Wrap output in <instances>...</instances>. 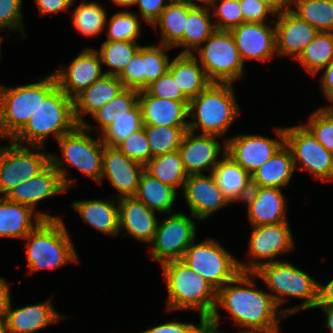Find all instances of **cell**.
<instances>
[{"instance_id":"obj_1","label":"cell","mask_w":333,"mask_h":333,"mask_svg":"<svg viewBox=\"0 0 333 333\" xmlns=\"http://www.w3.org/2000/svg\"><path fill=\"white\" fill-rule=\"evenodd\" d=\"M253 272H240L233 280L217 291L213 313L207 321L219 327L223 307L231 315L234 323L246 330L240 333L272 332L279 329V322L287 317L280 310L269 292L256 289Z\"/></svg>"},{"instance_id":"obj_2","label":"cell","mask_w":333,"mask_h":333,"mask_svg":"<svg viewBox=\"0 0 333 333\" xmlns=\"http://www.w3.org/2000/svg\"><path fill=\"white\" fill-rule=\"evenodd\" d=\"M78 126L74 117L73 98L69 97L58 85L41 100L34 114L25 126L11 139L15 144L34 150H45L49 135L59 140Z\"/></svg>"},{"instance_id":"obj_3","label":"cell","mask_w":333,"mask_h":333,"mask_svg":"<svg viewBox=\"0 0 333 333\" xmlns=\"http://www.w3.org/2000/svg\"><path fill=\"white\" fill-rule=\"evenodd\" d=\"M161 270L169 295L166 309H195L200 320H207L214 311L217 290L182 259L161 264Z\"/></svg>"},{"instance_id":"obj_4","label":"cell","mask_w":333,"mask_h":333,"mask_svg":"<svg viewBox=\"0 0 333 333\" xmlns=\"http://www.w3.org/2000/svg\"><path fill=\"white\" fill-rule=\"evenodd\" d=\"M240 111L231 83H210L189 101L188 131L200 128L202 134L222 137Z\"/></svg>"},{"instance_id":"obj_5","label":"cell","mask_w":333,"mask_h":333,"mask_svg":"<svg viewBox=\"0 0 333 333\" xmlns=\"http://www.w3.org/2000/svg\"><path fill=\"white\" fill-rule=\"evenodd\" d=\"M24 239L28 241L25 258L31 273L79 262L61 218L42 220Z\"/></svg>"},{"instance_id":"obj_6","label":"cell","mask_w":333,"mask_h":333,"mask_svg":"<svg viewBox=\"0 0 333 333\" xmlns=\"http://www.w3.org/2000/svg\"><path fill=\"white\" fill-rule=\"evenodd\" d=\"M86 130L94 132V127L85 122L57 140L62 158L53 154L50 155V162L61 175L66 189L70 188L76 179L70 178L67 169L62 167L65 162L71 164L98 184L101 182L105 145L101 138L93 139L85 132Z\"/></svg>"},{"instance_id":"obj_7","label":"cell","mask_w":333,"mask_h":333,"mask_svg":"<svg viewBox=\"0 0 333 333\" xmlns=\"http://www.w3.org/2000/svg\"><path fill=\"white\" fill-rule=\"evenodd\" d=\"M6 87L0 84V135L10 140L25 126L36 111L39 103L57 86L51 73L43 80Z\"/></svg>"},{"instance_id":"obj_8","label":"cell","mask_w":333,"mask_h":333,"mask_svg":"<svg viewBox=\"0 0 333 333\" xmlns=\"http://www.w3.org/2000/svg\"><path fill=\"white\" fill-rule=\"evenodd\" d=\"M254 273L269 288L278 307L285 302L286 296L304 299L299 305L284 309L283 312L287 316L298 310L315 308L318 282L292 263L285 261L267 263Z\"/></svg>"},{"instance_id":"obj_9","label":"cell","mask_w":333,"mask_h":333,"mask_svg":"<svg viewBox=\"0 0 333 333\" xmlns=\"http://www.w3.org/2000/svg\"><path fill=\"white\" fill-rule=\"evenodd\" d=\"M193 54L211 83H233L243 77V61L230 31L216 30Z\"/></svg>"},{"instance_id":"obj_10","label":"cell","mask_w":333,"mask_h":333,"mask_svg":"<svg viewBox=\"0 0 333 333\" xmlns=\"http://www.w3.org/2000/svg\"><path fill=\"white\" fill-rule=\"evenodd\" d=\"M194 242L181 259L217 291L241 272L239 261L219 241L208 238L200 243Z\"/></svg>"},{"instance_id":"obj_11","label":"cell","mask_w":333,"mask_h":333,"mask_svg":"<svg viewBox=\"0 0 333 333\" xmlns=\"http://www.w3.org/2000/svg\"><path fill=\"white\" fill-rule=\"evenodd\" d=\"M284 130L285 144L292 152L295 169L299 164V170H308L315 178L333 179V154L318 142L305 124L284 127Z\"/></svg>"},{"instance_id":"obj_12","label":"cell","mask_w":333,"mask_h":333,"mask_svg":"<svg viewBox=\"0 0 333 333\" xmlns=\"http://www.w3.org/2000/svg\"><path fill=\"white\" fill-rule=\"evenodd\" d=\"M169 215L158 222L151 243L150 255L154 261L161 264L181 259L196 238V225L190 217L181 213Z\"/></svg>"},{"instance_id":"obj_13","label":"cell","mask_w":333,"mask_h":333,"mask_svg":"<svg viewBox=\"0 0 333 333\" xmlns=\"http://www.w3.org/2000/svg\"><path fill=\"white\" fill-rule=\"evenodd\" d=\"M0 146V194L36 176L50 163V153L32 152L27 146L10 141Z\"/></svg>"},{"instance_id":"obj_14","label":"cell","mask_w":333,"mask_h":333,"mask_svg":"<svg viewBox=\"0 0 333 333\" xmlns=\"http://www.w3.org/2000/svg\"><path fill=\"white\" fill-rule=\"evenodd\" d=\"M252 228L248 253L253 260L247 265L238 262L241 272L254 273L264 264L279 261L273 260L277 255L294 249V239L288 222L258 225Z\"/></svg>"},{"instance_id":"obj_15","label":"cell","mask_w":333,"mask_h":333,"mask_svg":"<svg viewBox=\"0 0 333 333\" xmlns=\"http://www.w3.org/2000/svg\"><path fill=\"white\" fill-rule=\"evenodd\" d=\"M275 131L279 140L255 134H239L225 139L226 154L251 175L285 143L284 128Z\"/></svg>"},{"instance_id":"obj_16","label":"cell","mask_w":333,"mask_h":333,"mask_svg":"<svg viewBox=\"0 0 333 333\" xmlns=\"http://www.w3.org/2000/svg\"><path fill=\"white\" fill-rule=\"evenodd\" d=\"M217 137L220 136L195 134L190 131L185 133L178 151L187 175L213 172L220 161L217 159L222 149L226 152V140L222 147Z\"/></svg>"},{"instance_id":"obj_17","label":"cell","mask_w":333,"mask_h":333,"mask_svg":"<svg viewBox=\"0 0 333 333\" xmlns=\"http://www.w3.org/2000/svg\"><path fill=\"white\" fill-rule=\"evenodd\" d=\"M230 32L243 63L246 59L267 62L277 56L275 24L244 22Z\"/></svg>"},{"instance_id":"obj_18","label":"cell","mask_w":333,"mask_h":333,"mask_svg":"<svg viewBox=\"0 0 333 333\" xmlns=\"http://www.w3.org/2000/svg\"><path fill=\"white\" fill-rule=\"evenodd\" d=\"M52 73L57 85L71 98L105 75L98 52L90 47L83 49L68 67Z\"/></svg>"},{"instance_id":"obj_19","label":"cell","mask_w":333,"mask_h":333,"mask_svg":"<svg viewBox=\"0 0 333 333\" xmlns=\"http://www.w3.org/2000/svg\"><path fill=\"white\" fill-rule=\"evenodd\" d=\"M192 217L204 220L231 204L218 187L212 173L187 175L183 193Z\"/></svg>"},{"instance_id":"obj_20","label":"cell","mask_w":333,"mask_h":333,"mask_svg":"<svg viewBox=\"0 0 333 333\" xmlns=\"http://www.w3.org/2000/svg\"><path fill=\"white\" fill-rule=\"evenodd\" d=\"M144 165L130 159L117 147L104 146L102 180L106 177L116 188V198L135 196Z\"/></svg>"},{"instance_id":"obj_21","label":"cell","mask_w":333,"mask_h":333,"mask_svg":"<svg viewBox=\"0 0 333 333\" xmlns=\"http://www.w3.org/2000/svg\"><path fill=\"white\" fill-rule=\"evenodd\" d=\"M276 50L279 56H293L297 59L304 49L313 41L319 31L302 20L291 9L276 14Z\"/></svg>"},{"instance_id":"obj_22","label":"cell","mask_w":333,"mask_h":333,"mask_svg":"<svg viewBox=\"0 0 333 333\" xmlns=\"http://www.w3.org/2000/svg\"><path fill=\"white\" fill-rule=\"evenodd\" d=\"M119 206V230L137 241L152 243L158 226L156 211L147 207L135 196L117 200ZM124 229V230H123Z\"/></svg>"},{"instance_id":"obj_23","label":"cell","mask_w":333,"mask_h":333,"mask_svg":"<svg viewBox=\"0 0 333 333\" xmlns=\"http://www.w3.org/2000/svg\"><path fill=\"white\" fill-rule=\"evenodd\" d=\"M285 200L281 188L252 187L244 200L252 227L288 222Z\"/></svg>"},{"instance_id":"obj_24","label":"cell","mask_w":333,"mask_h":333,"mask_svg":"<svg viewBox=\"0 0 333 333\" xmlns=\"http://www.w3.org/2000/svg\"><path fill=\"white\" fill-rule=\"evenodd\" d=\"M66 190L61 175L50 162L36 176L13 187L4 197L9 201L30 206L35 210V206L40 200Z\"/></svg>"},{"instance_id":"obj_25","label":"cell","mask_w":333,"mask_h":333,"mask_svg":"<svg viewBox=\"0 0 333 333\" xmlns=\"http://www.w3.org/2000/svg\"><path fill=\"white\" fill-rule=\"evenodd\" d=\"M138 103L143 125L189 126V101H176L151 96L146 90L139 91Z\"/></svg>"},{"instance_id":"obj_26","label":"cell","mask_w":333,"mask_h":333,"mask_svg":"<svg viewBox=\"0 0 333 333\" xmlns=\"http://www.w3.org/2000/svg\"><path fill=\"white\" fill-rule=\"evenodd\" d=\"M58 218L0 197V237L24 239L42 220Z\"/></svg>"},{"instance_id":"obj_27","label":"cell","mask_w":333,"mask_h":333,"mask_svg":"<svg viewBox=\"0 0 333 333\" xmlns=\"http://www.w3.org/2000/svg\"><path fill=\"white\" fill-rule=\"evenodd\" d=\"M51 300L38 304L12 309L10 302L6 323L8 333H36L53 323L62 320L63 315L54 309Z\"/></svg>"},{"instance_id":"obj_28","label":"cell","mask_w":333,"mask_h":333,"mask_svg":"<svg viewBox=\"0 0 333 333\" xmlns=\"http://www.w3.org/2000/svg\"><path fill=\"white\" fill-rule=\"evenodd\" d=\"M124 87L116 75H104L73 98L74 117L78 125H83L84 115H91L117 96Z\"/></svg>"},{"instance_id":"obj_29","label":"cell","mask_w":333,"mask_h":333,"mask_svg":"<svg viewBox=\"0 0 333 333\" xmlns=\"http://www.w3.org/2000/svg\"><path fill=\"white\" fill-rule=\"evenodd\" d=\"M222 155L212 172L216 183L231 204L243 202L252 189L251 175L226 152Z\"/></svg>"},{"instance_id":"obj_30","label":"cell","mask_w":333,"mask_h":333,"mask_svg":"<svg viewBox=\"0 0 333 333\" xmlns=\"http://www.w3.org/2000/svg\"><path fill=\"white\" fill-rule=\"evenodd\" d=\"M82 220L103 234L118 236L119 206L112 199H86L72 203Z\"/></svg>"},{"instance_id":"obj_31","label":"cell","mask_w":333,"mask_h":333,"mask_svg":"<svg viewBox=\"0 0 333 333\" xmlns=\"http://www.w3.org/2000/svg\"><path fill=\"white\" fill-rule=\"evenodd\" d=\"M295 170L290 148L284 143L275 154L251 174L252 187L287 186Z\"/></svg>"},{"instance_id":"obj_32","label":"cell","mask_w":333,"mask_h":333,"mask_svg":"<svg viewBox=\"0 0 333 333\" xmlns=\"http://www.w3.org/2000/svg\"><path fill=\"white\" fill-rule=\"evenodd\" d=\"M168 72L176 79V84L189 100L211 83L193 54L179 53L171 61Z\"/></svg>"},{"instance_id":"obj_33","label":"cell","mask_w":333,"mask_h":333,"mask_svg":"<svg viewBox=\"0 0 333 333\" xmlns=\"http://www.w3.org/2000/svg\"><path fill=\"white\" fill-rule=\"evenodd\" d=\"M209 5H195L187 14L184 37L174 47H184L180 54H194L216 31ZM186 48V49H185Z\"/></svg>"},{"instance_id":"obj_34","label":"cell","mask_w":333,"mask_h":333,"mask_svg":"<svg viewBox=\"0 0 333 333\" xmlns=\"http://www.w3.org/2000/svg\"><path fill=\"white\" fill-rule=\"evenodd\" d=\"M194 6L184 0H169L167 7L152 25L154 28L159 25L161 44L174 48L184 37L187 14Z\"/></svg>"},{"instance_id":"obj_35","label":"cell","mask_w":333,"mask_h":333,"mask_svg":"<svg viewBox=\"0 0 333 333\" xmlns=\"http://www.w3.org/2000/svg\"><path fill=\"white\" fill-rule=\"evenodd\" d=\"M177 193L174 188L165 185L144 170L135 197L156 212L171 214Z\"/></svg>"},{"instance_id":"obj_36","label":"cell","mask_w":333,"mask_h":333,"mask_svg":"<svg viewBox=\"0 0 333 333\" xmlns=\"http://www.w3.org/2000/svg\"><path fill=\"white\" fill-rule=\"evenodd\" d=\"M144 170L176 191L179 187L183 190L187 174L178 150L153 157Z\"/></svg>"},{"instance_id":"obj_37","label":"cell","mask_w":333,"mask_h":333,"mask_svg":"<svg viewBox=\"0 0 333 333\" xmlns=\"http://www.w3.org/2000/svg\"><path fill=\"white\" fill-rule=\"evenodd\" d=\"M292 6L297 16L319 32H333V0H292Z\"/></svg>"},{"instance_id":"obj_38","label":"cell","mask_w":333,"mask_h":333,"mask_svg":"<svg viewBox=\"0 0 333 333\" xmlns=\"http://www.w3.org/2000/svg\"><path fill=\"white\" fill-rule=\"evenodd\" d=\"M296 60L315 76L333 60V32H319Z\"/></svg>"},{"instance_id":"obj_39","label":"cell","mask_w":333,"mask_h":333,"mask_svg":"<svg viewBox=\"0 0 333 333\" xmlns=\"http://www.w3.org/2000/svg\"><path fill=\"white\" fill-rule=\"evenodd\" d=\"M139 48L140 45L137 42L105 40L100 50H96L101 64L111 68L105 71V75L119 76Z\"/></svg>"},{"instance_id":"obj_40","label":"cell","mask_w":333,"mask_h":333,"mask_svg":"<svg viewBox=\"0 0 333 333\" xmlns=\"http://www.w3.org/2000/svg\"><path fill=\"white\" fill-rule=\"evenodd\" d=\"M148 138L151 159L155 156L177 151L189 126L143 125Z\"/></svg>"},{"instance_id":"obj_41","label":"cell","mask_w":333,"mask_h":333,"mask_svg":"<svg viewBox=\"0 0 333 333\" xmlns=\"http://www.w3.org/2000/svg\"><path fill=\"white\" fill-rule=\"evenodd\" d=\"M107 14L96 2H81L75 7L72 23L75 29L84 36L93 37L103 32L107 26Z\"/></svg>"},{"instance_id":"obj_42","label":"cell","mask_w":333,"mask_h":333,"mask_svg":"<svg viewBox=\"0 0 333 333\" xmlns=\"http://www.w3.org/2000/svg\"><path fill=\"white\" fill-rule=\"evenodd\" d=\"M139 91L131 88H124L115 98L107 102L103 107L92 114L94 120L98 121L102 133L108 125L121 116L127 115L138 103Z\"/></svg>"},{"instance_id":"obj_43","label":"cell","mask_w":333,"mask_h":333,"mask_svg":"<svg viewBox=\"0 0 333 333\" xmlns=\"http://www.w3.org/2000/svg\"><path fill=\"white\" fill-rule=\"evenodd\" d=\"M142 127V112L139 103H137L127 112V115L121 116L108 125L101 133L100 138L105 146L117 147L130 134L140 130Z\"/></svg>"},{"instance_id":"obj_44","label":"cell","mask_w":333,"mask_h":333,"mask_svg":"<svg viewBox=\"0 0 333 333\" xmlns=\"http://www.w3.org/2000/svg\"><path fill=\"white\" fill-rule=\"evenodd\" d=\"M131 11H119L114 14L108 25L107 39L111 41L136 42L140 35V22L142 19ZM141 20V21H140Z\"/></svg>"},{"instance_id":"obj_45","label":"cell","mask_w":333,"mask_h":333,"mask_svg":"<svg viewBox=\"0 0 333 333\" xmlns=\"http://www.w3.org/2000/svg\"><path fill=\"white\" fill-rule=\"evenodd\" d=\"M172 47L159 44L143 46V74L146 77V88L169 70L171 61L165 51Z\"/></svg>"},{"instance_id":"obj_46","label":"cell","mask_w":333,"mask_h":333,"mask_svg":"<svg viewBox=\"0 0 333 333\" xmlns=\"http://www.w3.org/2000/svg\"><path fill=\"white\" fill-rule=\"evenodd\" d=\"M305 125L328 151L333 154V109L319 108Z\"/></svg>"},{"instance_id":"obj_47","label":"cell","mask_w":333,"mask_h":333,"mask_svg":"<svg viewBox=\"0 0 333 333\" xmlns=\"http://www.w3.org/2000/svg\"><path fill=\"white\" fill-rule=\"evenodd\" d=\"M217 1L213 0L209 5V8L212 6L213 9H216L214 11V16L217 17L214 18L216 30L230 31L232 28L244 23L239 0H220L219 6Z\"/></svg>"},{"instance_id":"obj_48","label":"cell","mask_w":333,"mask_h":333,"mask_svg":"<svg viewBox=\"0 0 333 333\" xmlns=\"http://www.w3.org/2000/svg\"><path fill=\"white\" fill-rule=\"evenodd\" d=\"M117 148L127 157L144 166L151 160V151L144 126L130 134Z\"/></svg>"},{"instance_id":"obj_49","label":"cell","mask_w":333,"mask_h":333,"mask_svg":"<svg viewBox=\"0 0 333 333\" xmlns=\"http://www.w3.org/2000/svg\"><path fill=\"white\" fill-rule=\"evenodd\" d=\"M118 77L124 88H131L137 91L146 89V77L143 74V46H140Z\"/></svg>"},{"instance_id":"obj_50","label":"cell","mask_w":333,"mask_h":333,"mask_svg":"<svg viewBox=\"0 0 333 333\" xmlns=\"http://www.w3.org/2000/svg\"><path fill=\"white\" fill-rule=\"evenodd\" d=\"M22 0H0V31L19 30L25 38L24 24L22 21Z\"/></svg>"},{"instance_id":"obj_51","label":"cell","mask_w":333,"mask_h":333,"mask_svg":"<svg viewBox=\"0 0 333 333\" xmlns=\"http://www.w3.org/2000/svg\"><path fill=\"white\" fill-rule=\"evenodd\" d=\"M151 96L176 101H190L176 84V79L167 72L145 89Z\"/></svg>"},{"instance_id":"obj_52","label":"cell","mask_w":333,"mask_h":333,"mask_svg":"<svg viewBox=\"0 0 333 333\" xmlns=\"http://www.w3.org/2000/svg\"><path fill=\"white\" fill-rule=\"evenodd\" d=\"M244 22L267 23L266 18L270 13L276 17L275 12L259 0H239Z\"/></svg>"},{"instance_id":"obj_53","label":"cell","mask_w":333,"mask_h":333,"mask_svg":"<svg viewBox=\"0 0 333 333\" xmlns=\"http://www.w3.org/2000/svg\"><path fill=\"white\" fill-rule=\"evenodd\" d=\"M164 0H137L136 5H139L140 15H138L146 23L153 25L159 18L162 11L169 3Z\"/></svg>"},{"instance_id":"obj_54","label":"cell","mask_w":333,"mask_h":333,"mask_svg":"<svg viewBox=\"0 0 333 333\" xmlns=\"http://www.w3.org/2000/svg\"><path fill=\"white\" fill-rule=\"evenodd\" d=\"M206 320H200L199 326L191 323H183L177 321H170L164 324L156 325L148 330H145L141 333H195L197 329L205 322Z\"/></svg>"},{"instance_id":"obj_55","label":"cell","mask_w":333,"mask_h":333,"mask_svg":"<svg viewBox=\"0 0 333 333\" xmlns=\"http://www.w3.org/2000/svg\"><path fill=\"white\" fill-rule=\"evenodd\" d=\"M75 0H35V3L42 15L67 11Z\"/></svg>"},{"instance_id":"obj_56","label":"cell","mask_w":333,"mask_h":333,"mask_svg":"<svg viewBox=\"0 0 333 333\" xmlns=\"http://www.w3.org/2000/svg\"><path fill=\"white\" fill-rule=\"evenodd\" d=\"M324 72L321 75V89L324 92L325 98L331 102L329 106L321 107L325 109H333V60L323 68Z\"/></svg>"},{"instance_id":"obj_57","label":"cell","mask_w":333,"mask_h":333,"mask_svg":"<svg viewBox=\"0 0 333 333\" xmlns=\"http://www.w3.org/2000/svg\"><path fill=\"white\" fill-rule=\"evenodd\" d=\"M316 306H333V278L326 285L318 282Z\"/></svg>"},{"instance_id":"obj_58","label":"cell","mask_w":333,"mask_h":333,"mask_svg":"<svg viewBox=\"0 0 333 333\" xmlns=\"http://www.w3.org/2000/svg\"><path fill=\"white\" fill-rule=\"evenodd\" d=\"M11 302V294L7 281L0 278V317H6Z\"/></svg>"},{"instance_id":"obj_59","label":"cell","mask_w":333,"mask_h":333,"mask_svg":"<svg viewBox=\"0 0 333 333\" xmlns=\"http://www.w3.org/2000/svg\"><path fill=\"white\" fill-rule=\"evenodd\" d=\"M272 9L275 14L283 13L292 8V0H259Z\"/></svg>"},{"instance_id":"obj_60","label":"cell","mask_w":333,"mask_h":333,"mask_svg":"<svg viewBox=\"0 0 333 333\" xmlns=\"http://www.w3.org/2000/svg\"><path fill=\"white\" fill-rule=\"evenodd\" d=\"M321 308L326 315V328L330 329V332L333 333V306H315Z\"/></svg>"},{"instance_id":"obj_61","label":"cell","mask_w":333,"mask_h":333,"mask_svg":"<svg viewBox=\"0 0 333 333\" xmlns=\"http://www.w3.org/2000/svg\"><path fill=\"white\" fill-rule=\"evenodd\" d=\"M195 333H221L219 327L210 324L207 320L197 329Z\"/></svg>"},{"instance_id":"obj_62","label":"cell","mask_w":333,"mask_h":333,"mask_svg":"<svg viewBox=\"0 0 333 333\" xmlns=\"http://www.w3.org/2000/svg\"><path fill=\"white\" fill-rule=\"evenodd\" d=\"M113 3L119 5V6H131L136 5L137 0H112Z\"/></svg>"},{"instance_id":"obj_63","label":"cell","mask_w":333,"mask_h":333,"mask_svg":"<svg viewBox=\"0 0 333 333\" xmlns=\"http://www.w3.org/2000/svg\"><path fill=\"white\" fill-rule=\"evenodd\" d=\"M0 333H8L6 317H0Z\"/></svg>"},{"instance_id":"obj_64","label":"cell","mask_w":333,"mask_h":333,"mask_svg":"<svg viewBox=\"0 0 333 333\" xmlns=\"http://www.w3.org/2000/svg\"><path fill=\"white\" fill-rule=\"evenodd\" d=\"M184 1H187L188 3H192V4H195L197 5L196 1L194 0H184ZM200 2H203V5H210V3L213 1V0H199Z\"/></svg>"},{"instance_id":"obj_65","label":"cell","mask_w":333,"mask_h":333,"mask_svg":"<svg viewBox=\"0 0 333 333\" xmlns=\"http://www.w3.org/2000/svg\"><path fill=\"white\" fill-rule=\"evenodd\" d=\"M260 333H280L279 329L272 331V332H260Z\"/></svg>"},{"instance_id":"obj_66","label":"cell","mask_w":333,"mask_h":333,"mask_svg":"<svg viewBox=\"0 0 333 333\" xmlns=\"http://www.w3.org/2000/svg\"><path fill=\"white\" fill-rule=\"evenodd\" d=\"M4 37H0V54H1V40H3ZM1 58V55H0Z\"/></svg>"}]
</instances>
